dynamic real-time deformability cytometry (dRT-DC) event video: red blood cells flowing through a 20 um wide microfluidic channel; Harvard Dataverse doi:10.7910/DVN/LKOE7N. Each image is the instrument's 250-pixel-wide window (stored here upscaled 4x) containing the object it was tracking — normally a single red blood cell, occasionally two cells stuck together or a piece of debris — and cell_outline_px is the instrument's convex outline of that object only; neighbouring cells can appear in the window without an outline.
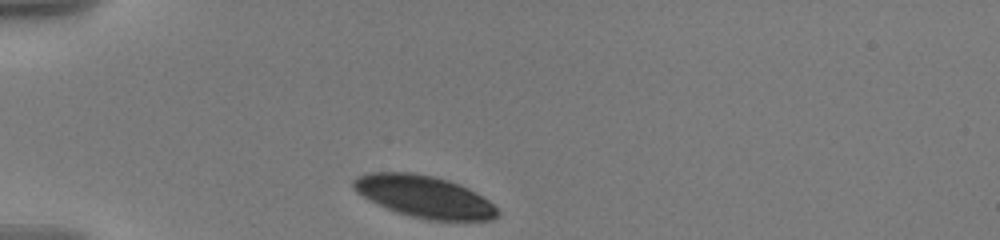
{"species": "human", "species_latin": "Homo sapiens", "temperature_condition": "warm", "stored_images_in_passage": 36, "camera_frame_rate_fps": 3000, "um_per_image_px": 0.085, "donor": {"sex": "male"}, "frame": {"image": 1, "passage_image": 1, "time_ms": 0.0, "image_size_px": [1000, 240], "cell_outline_px": [[500, 212], [492, 220], [432, 220], [412, 216], [396, 212], [368, 200], [356, 192], [352, 188], [352, 180], [368, 172], [412, 172], [432, 176], [448, 180], [460, 184], [468, 188], [488, 200]], "centroid_in_image_um": [36.03, 16.7], "position_along_channel_um": 49.0, "area_um2": 35.08}}
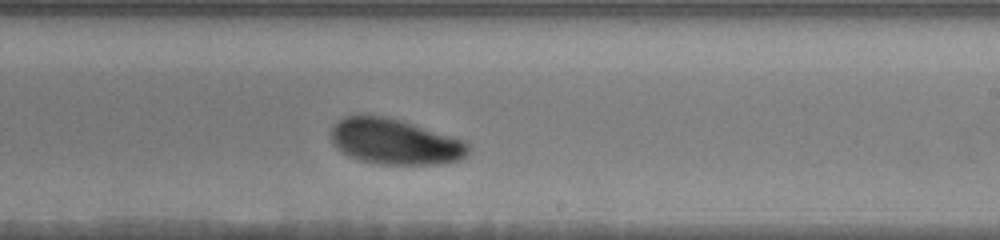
{"frame": {"image": 2, "passage_image": 21, "time_ms": 6.667, "image_size_px": [1000, 240], "cell_outline_px": [[468, 152], [460, 160], [436, 164], [376, 164], [360, 160], [336, 148], [332, 144], [332, 128], [344, 116], [388, 116], [404, 120], [468, 140]], "centroid_in_image_um": [33.63, 12.03], "position_along_channel_um": 255.4, "area_um2": 36.65}}
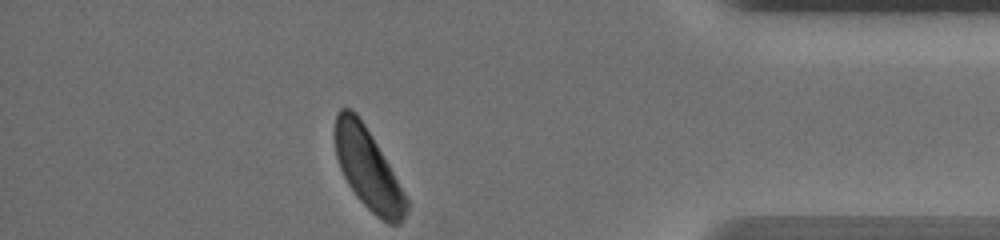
{"frame": {"image": 3, "passage_image": 36, "time_ms": 11.667, "image_size_px": [1000, 240], "cell_outline_px": [[408, 208], [404, 220], [400, 224], [388, 224], [376, 216], [356, 196], [348, 184], [340, 168], [336, 156], [332, 136], [332, 132], [336, 112], [340, 108], [352, 108], [356, 112], [364, 124], [388, 164], [408, 200]], "centroid_in_image_um": [31.22, 14.32], "position_along_channel_um": 404.0, "area_um2": 33.58}, "authors_computed_cell_mechanics": {"area_um2": 37.0209, "velocity_mm_per_s": 3.5197, "shape_relaxation_time_tau1_ms": 2.427, "shape_relaxation_time_tau2_ms": null, "deformation_change_tau1": 0.0974, "deformation_change_tau2": null}}